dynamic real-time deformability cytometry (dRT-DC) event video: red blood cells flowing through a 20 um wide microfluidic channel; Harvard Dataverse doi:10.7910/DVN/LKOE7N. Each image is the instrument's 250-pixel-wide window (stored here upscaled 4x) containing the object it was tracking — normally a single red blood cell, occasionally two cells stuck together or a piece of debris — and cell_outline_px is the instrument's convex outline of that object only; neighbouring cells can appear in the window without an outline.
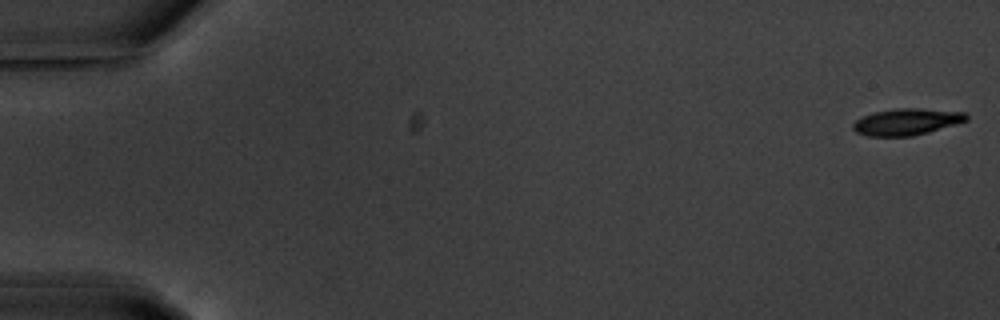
{"species": "common noctule bat (a hibernating species)", "species_latin": "Nyctalus noctula", "temperature_condition": "warm", "stored_images_in_passage": 17, "camera_frame_rate_fps": 3000, "um_per_image_px": 0.085, "animal": {"sex": "male", "body_mass_g": 20.1, "forearm_length_mm": 53.5}, "frame": {"image": 1, "passage_image": 1, "time_ms": 0.0, "image_size_px": [1000, 320], "cell_outline_px": [[968, 120], [928, 132], [912, 136], [868, 136], [856, 132], [852, 128], [852, 124], [856, 120], [864, 116], [876, 112], [896, 108], [916, 108], [964, 112], [968, 116]], "centroid_in_image_um": [77.05, 10.35], "position_along_channel_um": 7.9, "area_um2": 17.34}}
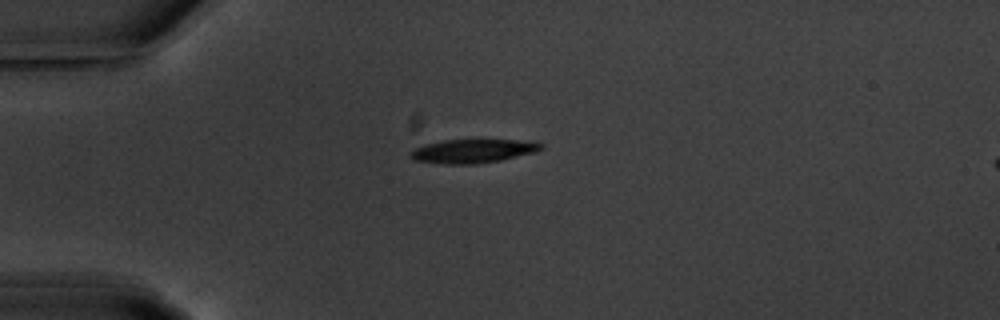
{"frame": {"image": 2, "passage_image": 15, "time_ms": 4.667, "image_size_px": [1000, 320], "cell_outline_px": [[544, 148], [536, 152], [500, 160], [476, 164], [444, 164], [416, 160], [408, 156], [408, 152], [424, 144], [444, 140], [516, 140], [544, 144]], "centroid_in_image_um": [40.17, 12.84], "position_along_channel_um": 44.8, "area_um2": 17.98}}